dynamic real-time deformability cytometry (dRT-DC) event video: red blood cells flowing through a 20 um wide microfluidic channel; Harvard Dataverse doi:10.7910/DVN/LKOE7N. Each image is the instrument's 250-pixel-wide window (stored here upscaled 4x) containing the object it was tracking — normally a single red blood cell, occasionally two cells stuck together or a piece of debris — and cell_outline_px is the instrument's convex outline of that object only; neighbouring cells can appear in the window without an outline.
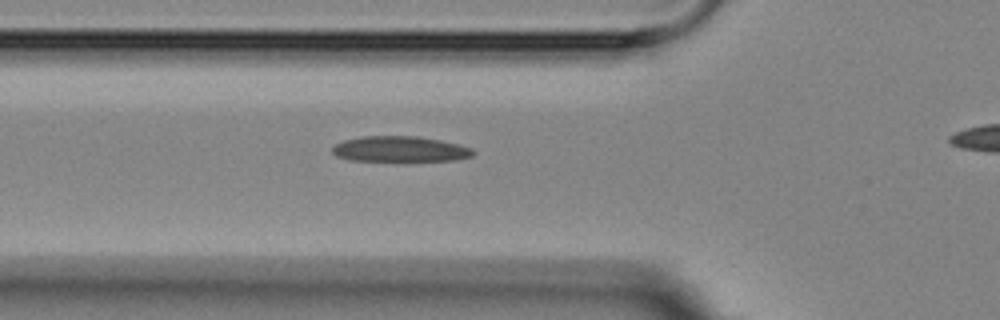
{"species": "Egyptian fruit bat (a non-hibernating species)", "species_latin": "Rousettus aegyptiacus", "temperature_condition": "room temperature", "stored_images_in_passage": 4, "segment_of_instrument_passage": [1, 2], "camera_frame_rate_fps": 3000, "um_per_image_px": 0.085, "animal": {"sex": "female"}, "frame": {"image": 1, "passage_image": 3, "time_ms": 2.0, "image_size_px": [1000, 320], "cell_outline_px": [[476, 152], [472, 156], [456, 160], [348, 160], [336, 156], [332, 152], [332, 148], [336, 144], [344, 140], [360, 136], [416, 136], [440, 140], [472, 148]], "centroid_in_image_um": [33.98, 12.66], "position_along_channel_um": 91.8, "area_um2": 20.75}}